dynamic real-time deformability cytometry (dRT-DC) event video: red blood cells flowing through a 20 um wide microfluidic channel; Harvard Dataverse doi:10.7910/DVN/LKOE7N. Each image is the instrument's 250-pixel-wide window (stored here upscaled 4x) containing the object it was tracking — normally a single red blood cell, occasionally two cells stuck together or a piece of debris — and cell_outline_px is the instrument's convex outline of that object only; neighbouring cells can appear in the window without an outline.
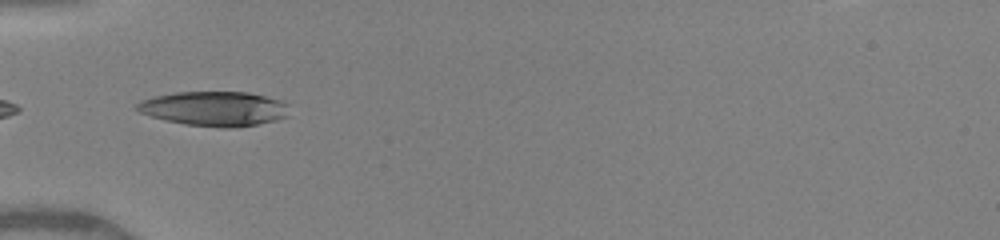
{"species": "human", "species_latin": "Homo sapiens", "temperature_condition": "warm", "stored_images_in_passage": 33, "camera_frame_rate_fps": 3000, "um_per_image_px": 0.085, "donor": {"sex": "female"}, "frame": {"image": 1, "passage_image": 1, "time_ms": 0.0, "image_size_px": [1000, 240], "cell_outline_px": [[288, 116], [276, 120], [256, 124], [232, 128], [224, 128], [184, 124], [164, 120], [140, 112], [136, 108], [136, 104], [140, 100], [156, 96], [176, 92], [248, 92], [280, 100], [288, 104]], "centroid_in_image_um": [18.22, 9.24], "position_along_channel_um": 66.8, "area_um2": 30.63}}
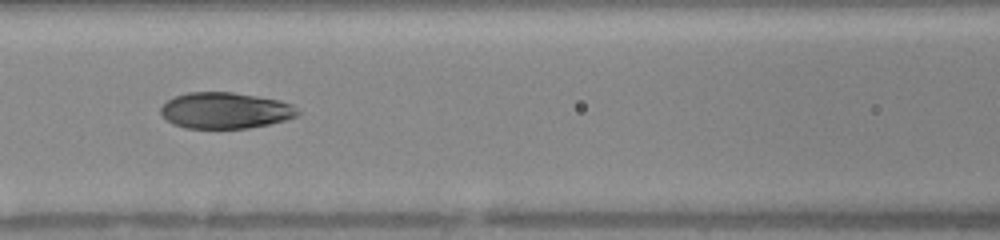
{"frame": {"image": 2, "passage_image": 7, "time_ms": 2.0, "image_size_px": [1000, 240], "cell_outline_px": [[300, 112], [296, 116], [288, 120], [248, 128], [184, 128], [172, 124], [160, 112], [160, 108], [172, 96], [188, 92], [232, 92], [280, 100], [292, 104]], "centroid_in_image_um": [19.14, 9.39], "position_along_channel_um": 147.5, "area_um2": 28.96}}
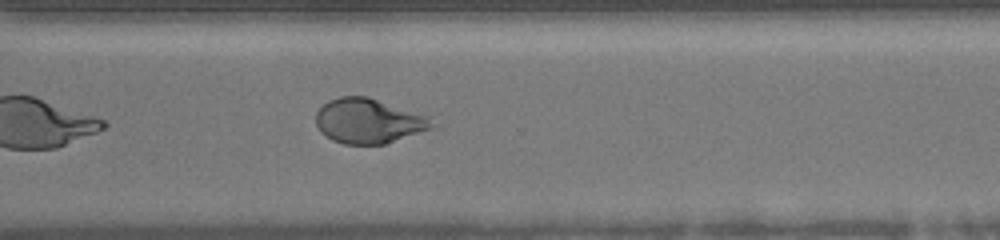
{"frame": {"image": 3, "passage_image": 21, "time_ms": 6.667, "image_size_px": [1000, 240], "cell_outline_px": [[440, 124], [432, 128], [384, 144], [344, 144], [332, 140], [320, 132], [316, 124], [316, 112], [328, 100], [340, 96], [368, 96], [428, 116]], "centroid_in_image_um": [31.34, 10.28], "position_along_channel_um": 339.3, "area_um2": 30.4}, "authors_computed_cell_mechanics": {"area_um2": 30.1138, "velocity_mm_per_s": 4.1214, "shape_relaxation_time_tau1_ms": 5.0268, "shape_relaxation_time_tau2_ms": 1.0251, "deformation_change_tau1": 0.2226, "deformation_change_tau2": 0.0626}}